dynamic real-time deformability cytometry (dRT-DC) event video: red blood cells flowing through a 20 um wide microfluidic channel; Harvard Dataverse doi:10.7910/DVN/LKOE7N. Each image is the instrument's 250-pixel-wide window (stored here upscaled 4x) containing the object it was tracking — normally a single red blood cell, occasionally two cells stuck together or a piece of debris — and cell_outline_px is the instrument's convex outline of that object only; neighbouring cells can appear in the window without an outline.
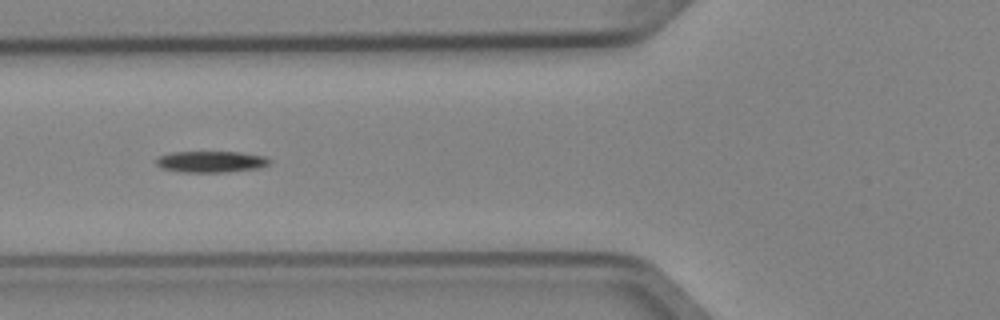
{"species": "Egyptian fruit bat (a non-hibernating species)", "species_latin": "Rousettus aegyptiacus", "temperature_condition": "cold", "stored_images_in_passage": 2, "camera_frame_rate_fps": 3000, "um_per_image_px": 0.085, "animal": {"sex": "female"}, "frame": {"image": 1, "passage_image": 2, "time_ms": 0.333, "image_size_px": [1000, 320], "cell_outline_px": [[272, 160], [268, 164], [260, 168], [224, 172], [184, 172], [160, 168], [156, 164], [156, 160], [160, 156], [172, 152], [240, 152], [264, 156]], "centroid_in_image_um": [17.94, 13.74], "position_along_channel_um": 107.9, "area_um2": 14.05}}